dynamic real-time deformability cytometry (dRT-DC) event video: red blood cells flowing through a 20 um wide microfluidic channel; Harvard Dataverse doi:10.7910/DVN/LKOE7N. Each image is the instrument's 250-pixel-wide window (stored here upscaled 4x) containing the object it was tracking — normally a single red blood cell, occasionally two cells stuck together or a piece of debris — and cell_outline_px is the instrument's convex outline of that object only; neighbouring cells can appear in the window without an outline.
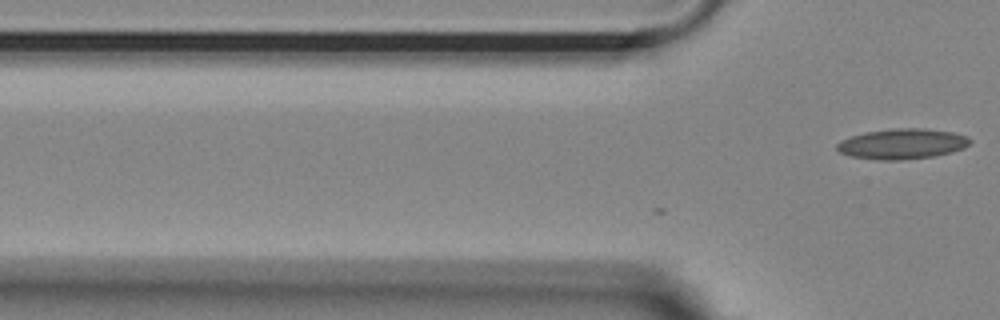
{"species": "Egyptian fruit bat (a non-hibernating species)", "species_latin": "Rousettus aegyptiacus", "temperature_condition": "room temperature", "stored_images_in_passage": 2, "camera_frame_rate_fps": 3000, "um_per_image_px": 0.085, "animal": {"sex": "female"}, "frame": {"image": 1, "passage_image": 2, "time_ms": 0.333, "image_size_px": [1000, 320], "cell_outline_px": [[972, 140], [964, 148], [952, 152], [936, 156], [904, 160], [876, 160], [852, 156], [840, 152], [836, 148], [836, 144], [840, 140], [864, 132], [892, 128], [924, 128], [952, 132], [968, 136]], "centroid_in_image_um": [76.7, 12.23], "position_along_channel_um": 49.1, "area_um2": 23.76}}